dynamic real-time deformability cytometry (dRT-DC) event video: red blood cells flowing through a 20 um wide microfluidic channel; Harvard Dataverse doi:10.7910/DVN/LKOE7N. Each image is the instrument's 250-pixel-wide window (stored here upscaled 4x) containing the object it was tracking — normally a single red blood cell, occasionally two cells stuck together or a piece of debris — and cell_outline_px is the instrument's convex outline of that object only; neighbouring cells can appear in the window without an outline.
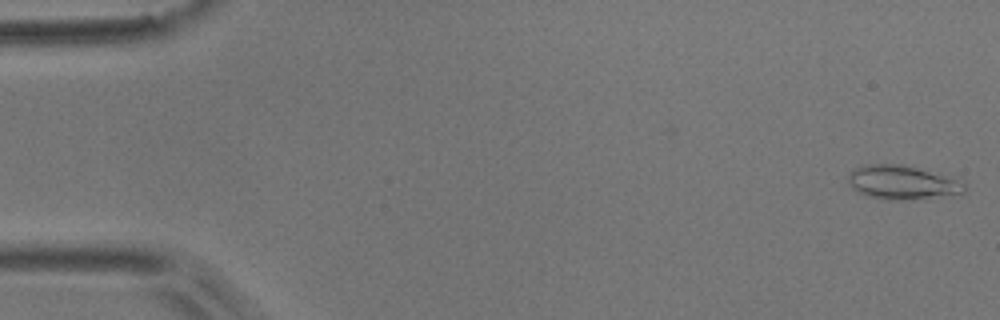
{"species": "common noctule bat (a hibernating species)", "species_latin": "Nyctalus noctula", "temperature_condition": "room temperature", "stored_images_in_passage": 5, "camera_frame_rate_fps": 3000, "um_per_image_px": 0.085, "animal": {"sex": "male", "body_mass_g": 17.9}, "frame": {"image": 1, "passage_image": 1, "time_ms": 0.0, "image_size_px": [1000, 320], "cell_outline_px": [[964, 196], [900, 200], [884, 200], [868, 196], [852, 188], [848, 184], [848, 176], [856, 168], [868, 164], [904, 164], [964, 184]], "centroid_in_image_um": [76.67, 15.55], "position_along_channel_um": 8.3, "area_um2": 22.72}}